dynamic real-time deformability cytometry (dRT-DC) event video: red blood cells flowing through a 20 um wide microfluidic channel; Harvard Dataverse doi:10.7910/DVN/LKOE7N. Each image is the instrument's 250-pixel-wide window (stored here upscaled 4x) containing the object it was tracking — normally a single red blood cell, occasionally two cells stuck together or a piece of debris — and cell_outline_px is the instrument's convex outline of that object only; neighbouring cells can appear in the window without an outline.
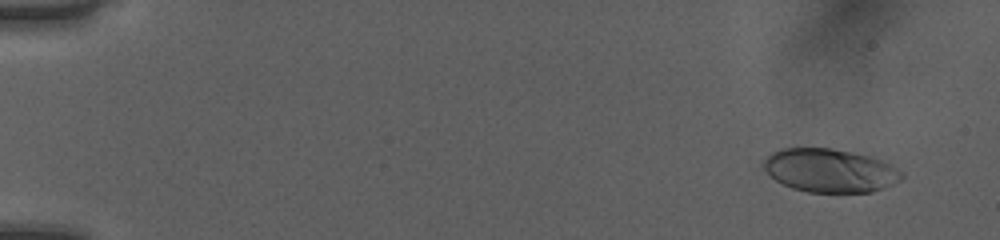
{"species": "human", "species_latin": "Homo sapiens", "temperature_condition": "room temperature", "stored_images_in_passage": 52, "camera_frame_rate_fps": 3000, "um_per_image_px": 0.085, "donor": {"sex": "female"}, "frame": {"image": 1, "passage_image": 4, "time_ms": 1.0, "image_size_px": [1000, 240], "cell_outline_px": [[904, 176], [900, 180], [892, 184], [872, 192], [808, 192], [792, 188], [776, 180], [760, 164], [772, 152], [784, 148], [832, 148], [852, 152], [868, 156], [880, 160], [904, 172]], "centroid_in_image_um": [70.53, 14.49], "position_along_channel_um": 14.5, "area_um2": 34.74}}
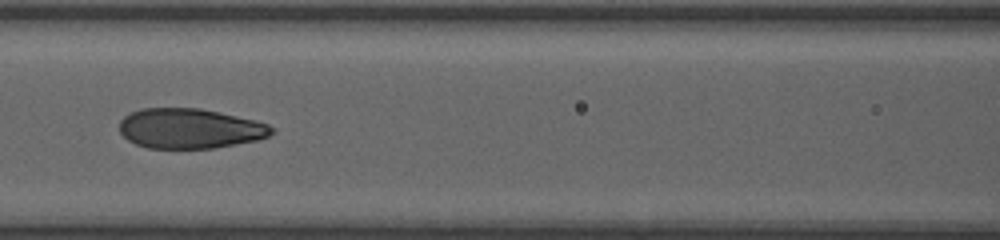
{"frame": {"image": 2, "passage_image": 25, "time_ms": 8.0, "image_size_px": [1000, 240], "cell_outline_px": [[276, 132], [268, 136], [256, 140], [236, 144], [212, 148], [148, 148], [136, 144], [128, 140], [120, 132], [120, 120], [124, 116], [140, 108], [200, 108], [256, 120], [268, 124], [276, 128]], "centroid_in_image_um": [16.16, 10.92], "position_along_channel_um": 150.4, "area_um2": 35.55}}
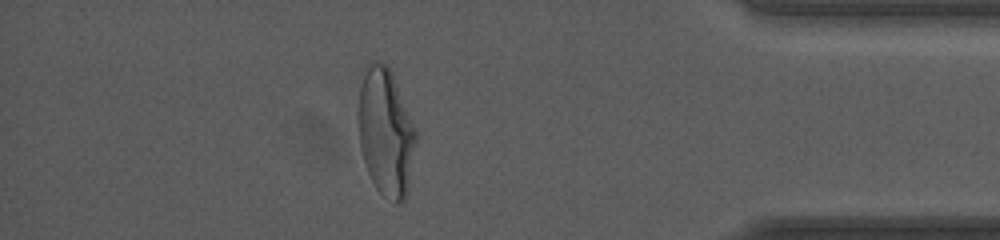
{"frame": {"image": 3, "passage_image": 46, "time_ms": 15.0, "image_size_px": [1000, 240], "cell_outline_px": [[416, 140], [408, 184], [404, 200], [400, 204], [396, 204], [380, 192], [376, 188], [368, 172], [360, 148], [356, 112], [364, 64], [372, 60], [384, 64], [392, 72], [416, 132]], "centroid_in_image_um": [32.73, 11.19], "position_along_channel_um": 402.5, "area_um2": 42.77}, "authors_computed_cell_mechanics": {"area_um2": 36.4718, "velocity_mm_per_s": 4.0567, "shape_relaxation_time_tau1_ms": 4.1995, "shape_relaxation_time_tau2_ms": 0.824, "deformation_change_tau1": 0.2078, "deformation_change_tau2": 0.0588}}